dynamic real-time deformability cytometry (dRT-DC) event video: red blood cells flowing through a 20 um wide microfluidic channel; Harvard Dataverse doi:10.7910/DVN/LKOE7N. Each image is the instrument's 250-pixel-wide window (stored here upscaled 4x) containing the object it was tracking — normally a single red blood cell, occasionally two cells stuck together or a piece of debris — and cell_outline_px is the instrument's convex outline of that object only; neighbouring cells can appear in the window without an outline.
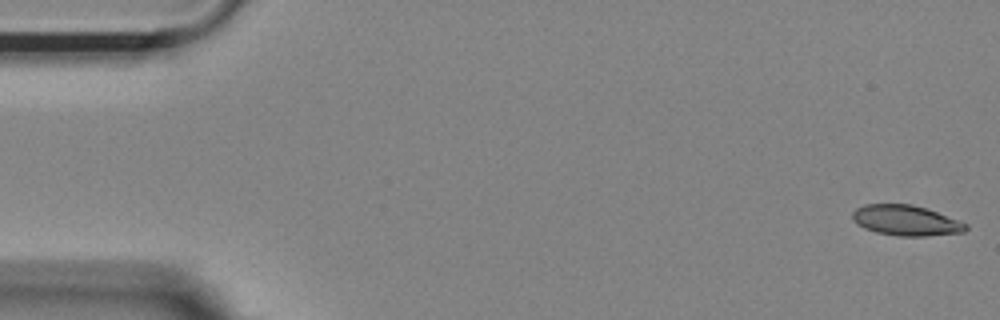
{"species": "Egyptian fruit bat (a non-hibernating species)", "species_latin": "Rousettus aegyptiacus", "temperature_condition": "room temperature", "stored_images_in_passage": 13, "camera_frame_rate_fps": 3000, "um_per_image_px": 0.085, "animal": {"sex": "female"}, "frame": {"image": 1, "passage_image": 1, "time_ms": 0.0, "image_size_px": [1000, 320], "cell_outline_px": [[968, 228], [964, 232], [928, 236], [900, 236], [876, 232], [864, 228], [856, 224], [852, 220], [852, 212], [856, 208], [864, 204], [912, 204], [936, 212], [968, 224]], "centroid_in_image_um": [76.97, 18.74], "position_along_channel_um": 8.0, "area_um2": 20.06}}
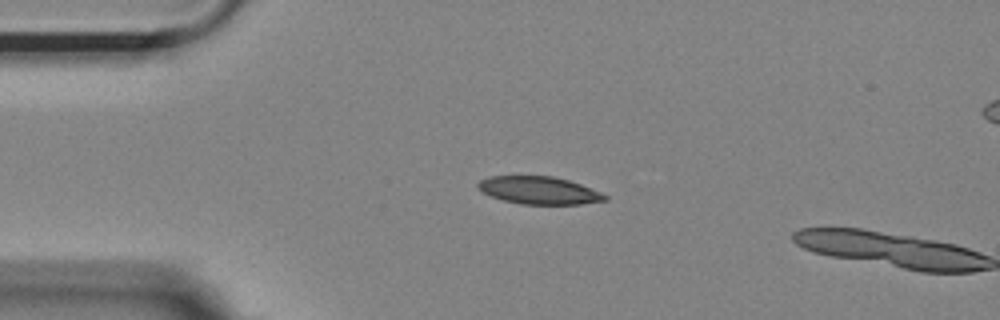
{"frame": {"image": 2, "passage_image": 12, "time_ms": 3.667, "image_size_px": [1000, 320], "cell_outline_px": [[608, 200], [580, 204], [520, 204], [504, 200], [492, 196], [476, 188], [476, 184], [480, 180], [488, 176], [552, 176], [568, 180], [580, 184], [600, 192], [608, 196]], "centroid_in_image_um": [45.8, 16.18], "position_along_channel_um": 39.2, "area_um2": 20.35}}